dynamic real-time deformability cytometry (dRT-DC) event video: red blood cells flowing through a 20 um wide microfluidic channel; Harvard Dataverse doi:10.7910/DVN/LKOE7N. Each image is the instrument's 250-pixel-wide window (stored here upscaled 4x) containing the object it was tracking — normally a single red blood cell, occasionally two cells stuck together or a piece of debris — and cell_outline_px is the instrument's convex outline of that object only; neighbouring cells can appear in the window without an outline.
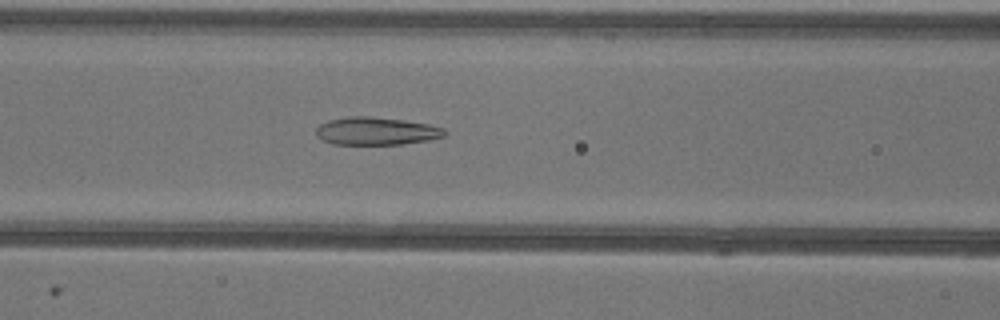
{"species": "common noctule bat (a hibernating species)", "species_latin": "Nyctalus noctula", "temperature_condition": "warm", "stored_images_in_passage": 51, "camera_frame_rate_fps": 3000, "um_per_image_px": 0.085, "animal": {"sex": "female"}, "frame": {"image": 1, "passage_image": 21, "time_ms": 6.667, "image_size_px": [1000, 320], "cell_outline_px": [[448, 132], [444, 136], [428, 140], [400, 144], [332, 144], [316, 136], [316, 128], [320, 124], [328, 120], [348, 116], [368, 116], [404, 120], [428, 124], [444, 128]], "centroid_in_image_um": [31.97, 11.13], "position_along_channel_um": 134.6, "area_um2": 20.81}}
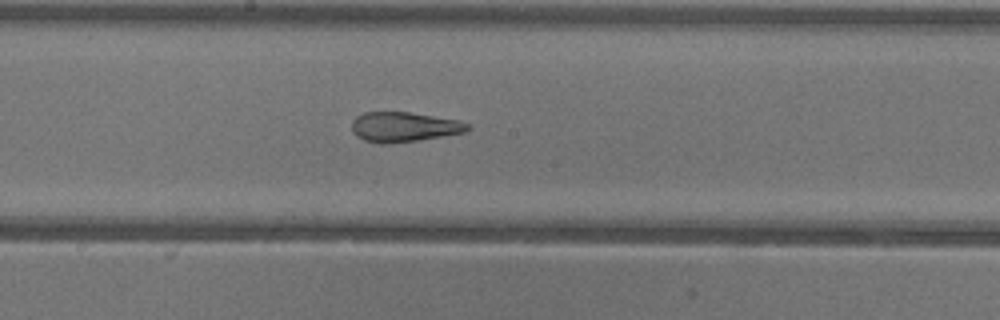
{"frame": {"image": 2, "passage_image": 27, "time_ms": 8.667, "image_size_px": [1000, 320], "cell_outline_px": [[472, 128], [464, 132], [444, 136], [416, 140], [384, 144], [380, 144], [364, 140], [356, 136], [352, 132], [352, 120], [356, 116], [364, 112], [408, 112], [460, 120], [468, 124]], "centroid_in_image_um": [34.32, 10.78], "position_along_channel_um": 213.9, "area_um2": 20.17}}
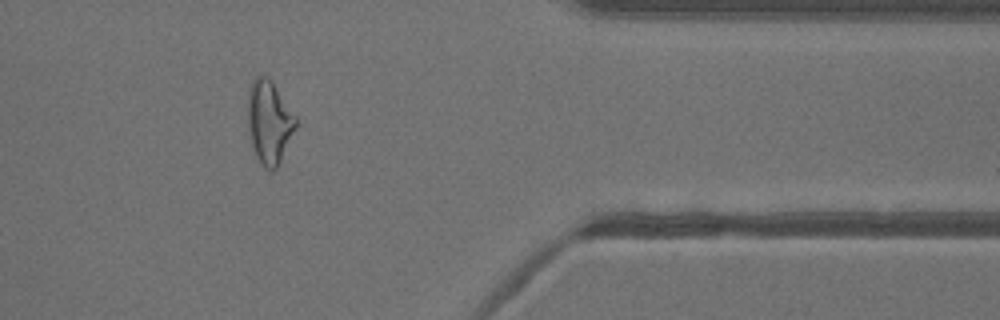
{"frame": {"image": 3, "passage_image": 42, "time_ms": 13.667, "image_size_px": [1000, 320], "cell_outline_px": [[296, 128], [276, 168], [272, 172], [260, 164], [252, 148], [248, 128], [248, 92], [252, 80], [256, 76], [268, 76], [272, 80], [296, 116]], "centroid_in_image_um": [22.87, 10.36], "position_along_channel_um": 388.5, "area_um2": 23.29}, "authors_computed_cell_mechanics": {"area_um2": 23.3512, "velocity_mm_per_s": 3.9599, "shape_relaxation_time_tau1_ms": 10.174, "shape_relaxation_time_tau2_ms": 1.7922, "deformation_change_tau1": 0.2529, "deformation_change_tau2": 0.1071}}